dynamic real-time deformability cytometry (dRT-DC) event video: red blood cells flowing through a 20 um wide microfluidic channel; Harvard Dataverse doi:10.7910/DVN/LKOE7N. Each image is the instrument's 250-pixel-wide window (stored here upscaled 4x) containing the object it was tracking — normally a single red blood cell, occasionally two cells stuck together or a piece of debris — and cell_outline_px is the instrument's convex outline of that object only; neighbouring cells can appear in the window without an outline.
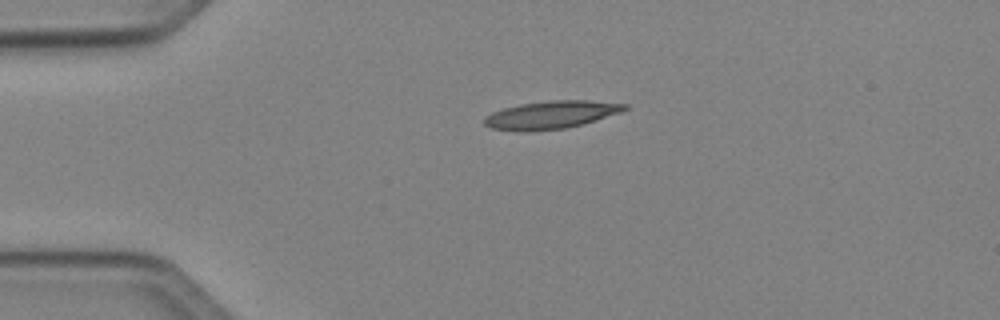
{"species": "Egyptian fruit bat (a non-hibernating species)", "species_latin": "Rousettus aegyptiacus", "temperature_condition": "cold", "stored_images_in_passage": 39, "camera_frame_rate_fps": 3000, "um_per_image_px": 0.085, "animal": {"sex": "female"}, "frame": {"image": 1, "passage_image": 1, "time_ms": 0.0, "image_size_px": [1000, 320], "cell_outline_px": [[628, 108], [620, 112], [580, 124], [564, 128], [492, 128], [484, 124], [484, 116], [492, 112], [504, 108], [520, 104], [552, 100], [584, 100], [628, 104]], "centroid_in_image_um": [46.89, 9.69], "position_along_channel_um": 38.1, "area_um2": 21.39}}
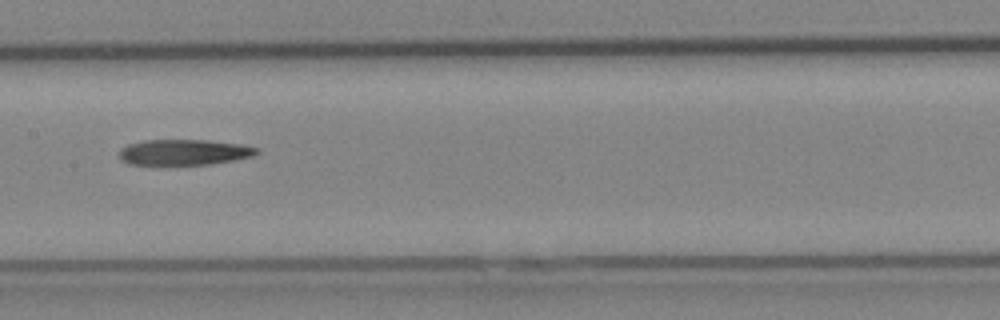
{"frame": {"image": 2, "passage_image": 15, "time_ms": 4.667, "image_size_px": [1000, 320], "cell_outline_px": [[260, 152], [252, 156], [232, 160], [208, 164], [128, 164], [120, 160], [120, 148], [128, 144], [144, 140], [208, 140], [240, 144], [260, 148]], "centroid_in_image_um": [15.64, 12.93], "position_along_channel_um": 191.8, "area_um2": 20.46}}
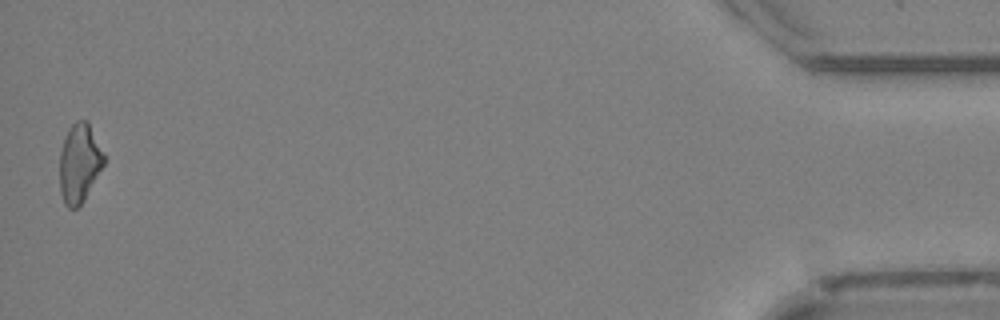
{"frame": {"image": 3, "passage_image": 39, "time_ms": 12.667, "image_size_px": [1000, 320], "cell_outline_px": [[104, 164], [84, 200], [76, 208], [68, 208], [64, 204], [60, 192], [60, 152], [68, 128], [76, 120], [88, 120], [104, 156]], "centroid_in_image_um": [6.73, 13.87], "position_along_channel_um": 428.5, "area_um2": 20.17}}